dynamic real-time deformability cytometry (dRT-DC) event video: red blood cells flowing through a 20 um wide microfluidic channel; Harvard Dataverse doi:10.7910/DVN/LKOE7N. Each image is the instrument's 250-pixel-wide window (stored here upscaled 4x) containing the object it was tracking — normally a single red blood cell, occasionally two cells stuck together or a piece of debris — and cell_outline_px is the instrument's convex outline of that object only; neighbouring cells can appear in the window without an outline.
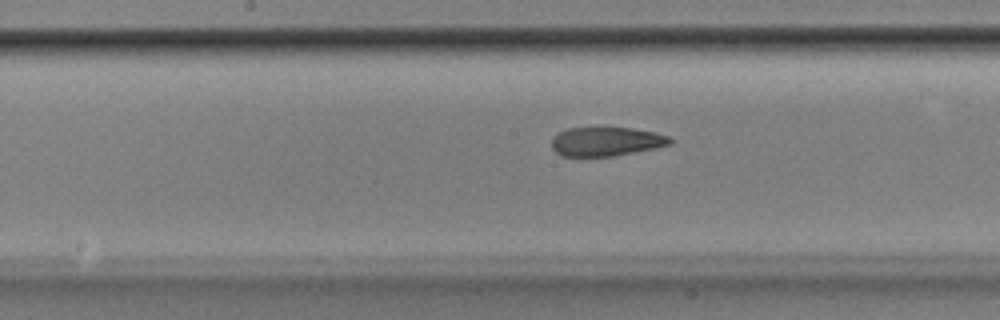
{"species": "Egyptian fruit bat (a non-hibernating species)", "species_latin": "Rousettus aegyptiacus", "temperature_condition": "room temperature", "stored_images_in_passage": 53, "camera_frame_rate_fps": 3000, "um_per_image_px": 0.085, "animal": {"sex": "male"}, "frame": {"image": 1, "passage_image": 27, "time_ms": 8.667, "image_size_px": [1000, 320], "cell_outline_px": [[672, 144], [612, 156], [560, 156], [552, 148], [552, 136], [568, 128], [600, 124], [632, 128], [656, 132], [668, 136], [672, 140]], "centroid_in_image_um": [51.48, 11.97], "position_along_channel_um": 196.7, "area_um2": 20.75}}
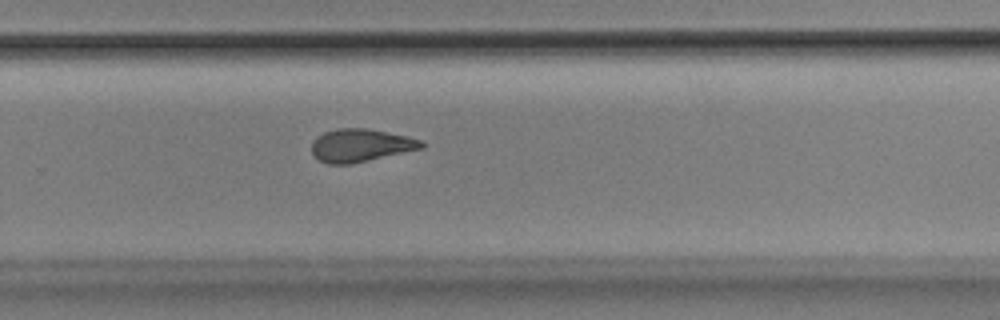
{"frame": {"image": 2, "passage_image": 35, "time_ms": 11.333, "image_size_px": [1000, 320], "cell_outline_px": [[424, 148], [352, 164], [328, 164], [320, 160], [312, 152], [312, 144], [316, 136], [324, 132], [336, 128], [368, 128], [408, 136], [420, 140], [424, 144]], "centroid_in_image_um": [30.66, 12.35], "position_along_channel_um": 299.1, "area_um2": 21.1}}
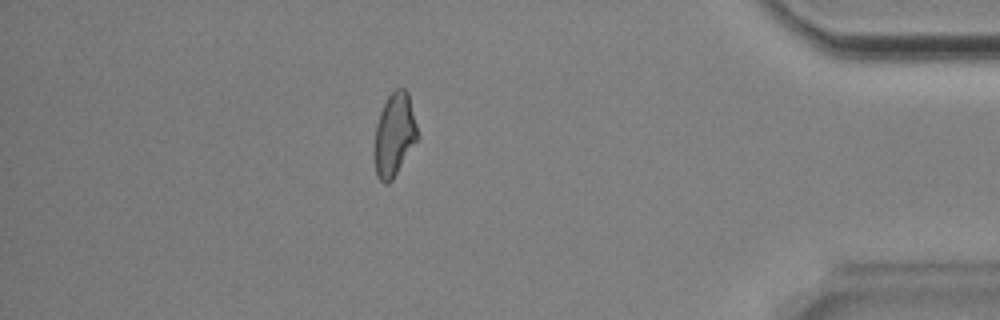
{"frame": {"image": 3, "passage_image": 46, "time_ms": 15.0, "image_size_px": [1000, 320], "cell_outline_px": [[420, 136], [392, 180], [388, 184], [384, 184], [376, 176], [372, 152], [376, 124], [380, 112], [388, 96], [396, 88], [404, 88], [408, 92]], "centroid_in_image_um": [33.5, 11.48], "position_along_channel_um": 401.7, "area_um2": 21.39}, "authors_computed_cell_mechanics": {"area_um2": 21.6172, "velocity_mm_per_s": 3.8585, "shape_relaxation_time_tau1_ms": null, "shape_relaxation_time_tau2_ms": 2.8312, "deformation_change_tau1": null, "deformation_change_tau2": 0.1046}}